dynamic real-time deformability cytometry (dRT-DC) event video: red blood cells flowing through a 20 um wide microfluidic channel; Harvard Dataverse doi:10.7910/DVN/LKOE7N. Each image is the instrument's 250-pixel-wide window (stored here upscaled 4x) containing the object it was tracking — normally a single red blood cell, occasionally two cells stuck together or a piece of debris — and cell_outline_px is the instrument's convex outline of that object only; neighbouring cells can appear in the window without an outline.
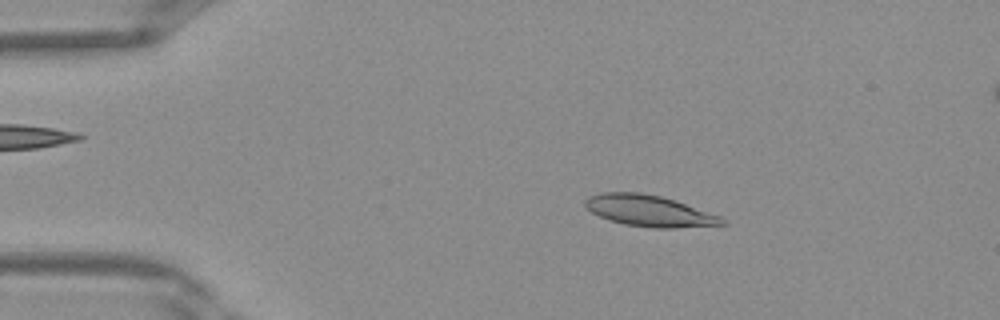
{"species": "Egyptian fruit bat (a non-hibernating species)", "species_latin": "Rousettus aegyptiacus", "temperature_condition": "warm", "stored_images_in_passage": 40, "segment_of_instrument_passage": [1, 2], "camera_frame_rate_fps": 3000, "um_per_image_px": 0.085, "frame": {"image": 1, "passage_image": 6, "time_ms": 1.667, "image_size_px": [1000, 320], "cell_outline_px": [[728, 224], [676, 228], [656, 228], [624, 224], [600, 216], [584, 208], [584, 200], [588, 196], [600, 192], [640, 192], [660, 196], [720, 216], [728, 220]], "centroid_in_image_um": [55.16, 17.92], "position_along_channel_um": 29.8, "area_um2": 24.8}}
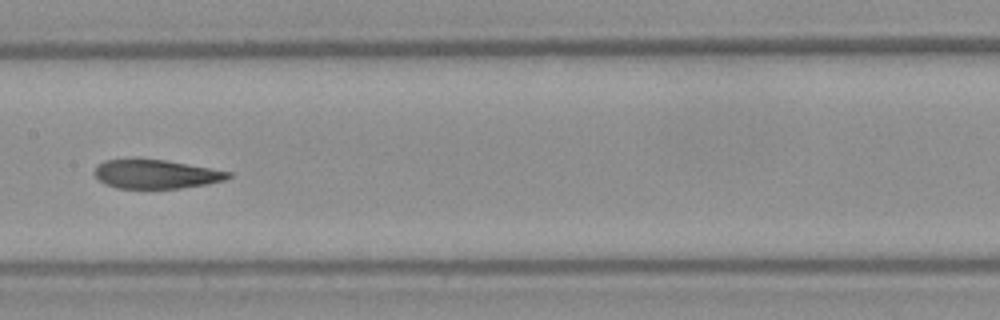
{"frame": {"image": 2, "passage_image": 19, "time_ms": 6.0, "image_size_px": [1000, 320], "cell_outline_px": [[232, 176], [224, 180], [204, 184], [180, 188], [116, 188], [104, 184], [92, 172], [104, 160], [132, 156], [164, 160], [232, 172]], "centroid_in_image_um": [13.17, 14.76], "position_along_channel_um": 194.2, "area_um2": 22.89}}
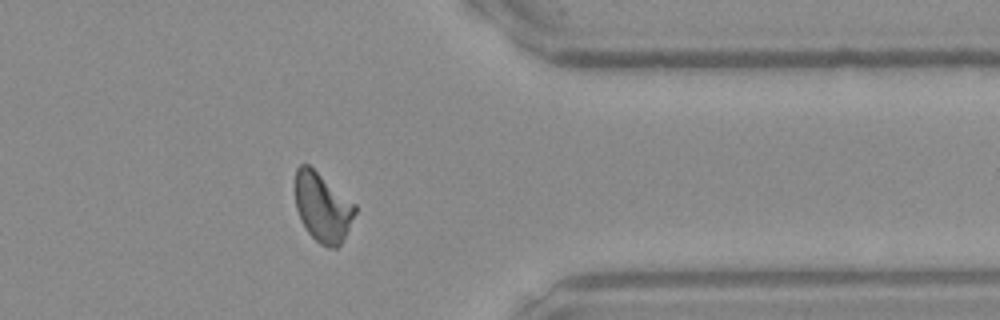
{"frame": {"image": 3, "passage_image": 31, "time_ms": 10.0, "image_size_px": [1000, 320], "cell_outline_px": [[356, 212], [340, 244], [336, 248], [328, 248], [320, 244], [308, 232], [300, 220], [296, 208], [296, 168], [300, 164], [308, 164], [356, 204]], "centroid_in_image_um": [27.41, 17.62], "position_along_channel_um": 384.0, "area_um2": 23.81}}